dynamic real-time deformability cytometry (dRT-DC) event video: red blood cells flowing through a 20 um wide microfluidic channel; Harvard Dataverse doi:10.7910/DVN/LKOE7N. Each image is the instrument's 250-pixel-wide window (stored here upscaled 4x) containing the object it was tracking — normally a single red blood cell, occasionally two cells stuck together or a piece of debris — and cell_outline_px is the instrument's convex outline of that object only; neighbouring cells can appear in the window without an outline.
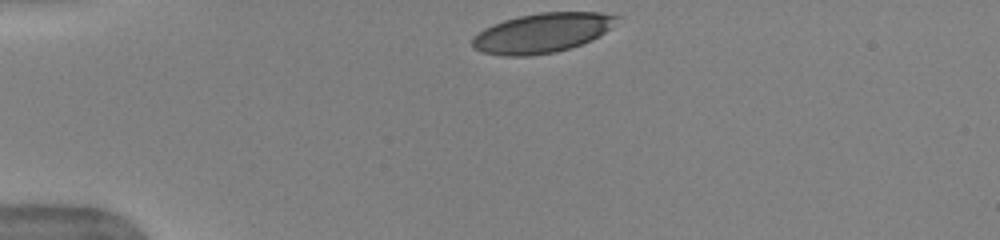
{"species": "human", "species_latin": "Homo sapiens", "temperature_condition": "warm", "stored_images_in_passage": 34, "camera_frame_rate_fps": 3000, "um_per_image_px": 0.085, "donor": {"sex": "female"}, "frame": {"image": 1, "passage_image": 1, "time_ms": 0.0, "image_size_px": [1000, 240], "cell_outline_px": [[620, 16], [600, 36], [592, 40], [556, 52], [528, 56], [500, 56], [484, 52], [472, 48], [472, 40], [484, 28], [492, 24], [504, 20], [520, 16], [540, 12], [600, 12]], "centroid_in_image_um": [46.06, 2.8], "position_along_channel_um": 38.9, "area_um2": 33.06}}
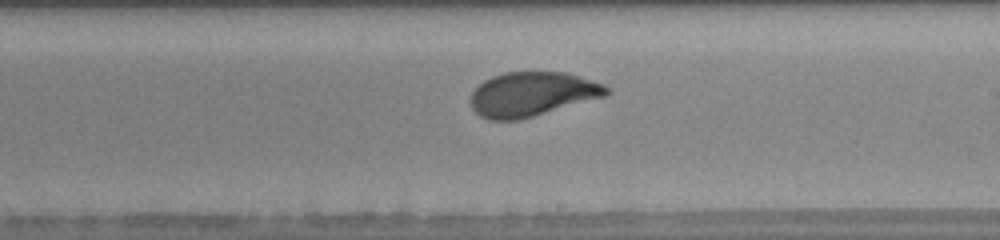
{"frame": {"image": 2, "passage_image": 17, "time_ms": 5.333, "image_size_px": [1000, 240], "cell_outline_px": [[612, 92], [604, 96], [520, 120], [488, 120], [480, 116], [472, 108], [472, 92], [484, 80], [492, 76], [504, 72], [564, 72], [580, 76], [604, 84]], "centroid_in_image_um": [45.23, 8.0], "position_along_channel_um": 243.8, "area_um2": 34.91}}
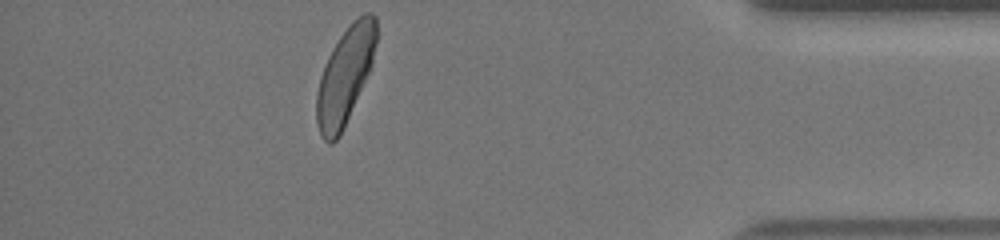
{"frame": {"image": 3, "passage_image": 30, "time_ms": 9.667, "image_size_px": [1000, 240], "cell_outline_px": [[376, 44], [372, 64], [340, 136], [332, 144], [328, 144], [320, 136], [316, 120], [316, 92], [320, 76], [324, 64], [332, 48], [348, 24], [352, 20], [364, 12], [372, 12], [376, 16]], "centroid_in_image_um": [29.31, 6.42], "position_along_channel_um": 405.9, "area_um2": 33.76}, "authors_computed_cell_mechanics": {"area_um2": 35.0557, "velocity_mm_per_s": 3.9861, "shape_relaxation_time_tau1_ms": 2.522, "shape_relaxation_time_tau2_ms": null, "deformation_change_tau1": 0.1439, "deformation_change_tau2": null}}